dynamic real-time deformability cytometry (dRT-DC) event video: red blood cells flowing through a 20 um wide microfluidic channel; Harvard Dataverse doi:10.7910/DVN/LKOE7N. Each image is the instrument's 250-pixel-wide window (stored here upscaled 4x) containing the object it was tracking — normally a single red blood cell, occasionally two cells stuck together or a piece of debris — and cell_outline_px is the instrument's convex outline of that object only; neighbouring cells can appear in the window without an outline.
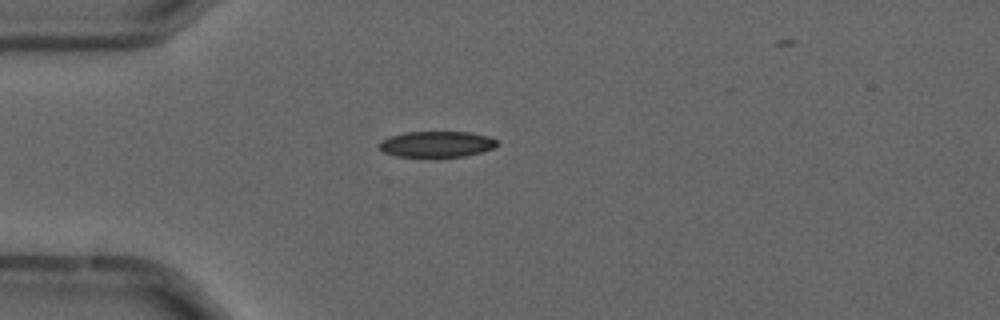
{"species": "common noctule bat (a hibernating species)", "species_latin": "Nyctalus noctula", "temperature_condition": "cold", "stored_images_in_passage": 4, "camera_frame_rate_fps": 3000, "um_per_image_px": 0.085, "animal": {"sex": "male", "forearm_length_mm": 52.5}, "frame": {"image": 1, "passage_image": 4, "time_ms": 1.0, "image_size_px": [1000, 320], "cell_outline_px": [[500, 144], [492, 148], [480, 152], [464, 156], [396, 156], [384, 152], [376, 144], [380, 140], [404, 132], [468, 132], [488, 136], [496, 140]], "centroid_in_image_um": [37.09, 12.24], "position_along_channel_um": 47.9, "area_um2": 17.63}}